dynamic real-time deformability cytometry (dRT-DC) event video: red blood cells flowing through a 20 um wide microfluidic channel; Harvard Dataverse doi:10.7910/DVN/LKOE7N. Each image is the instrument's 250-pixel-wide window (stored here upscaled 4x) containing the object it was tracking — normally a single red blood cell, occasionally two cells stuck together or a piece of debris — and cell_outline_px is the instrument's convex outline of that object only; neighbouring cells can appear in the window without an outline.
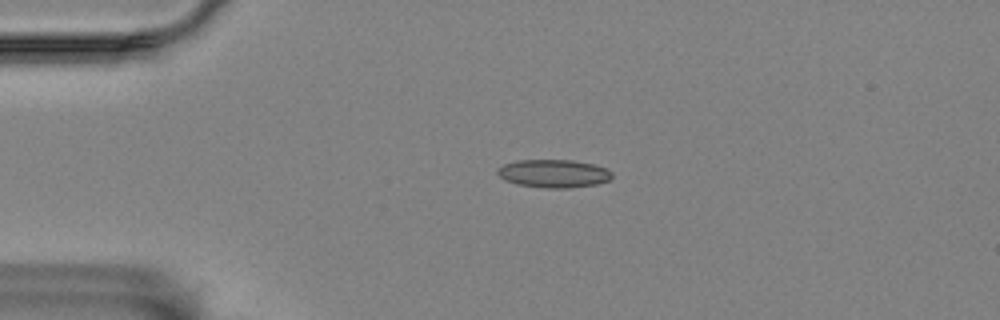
{"species": "Egyptian fruit bat (a non-hibernating species)", "species_latin": "Rousettus aegyptiacus", "temperature_condition": "room temperature", "stored_images_in_passage": 3, "camera_frame_rate_fps": 3000, "um_per_image_px": 0.085, "animal": {"sex": "female"}, "frame": {"image": 1, "passage_image": 1, "time_ms": 0.0, "image_size_px": [1000, 320], "cell_outline_px": [[612, 176], [608, 180], [596, 184], [568, 188], [544, 188], [516, 184], [504, 180], [496, 172], [496, 168], [504, 164], [516, 160], [572, 160], [592, 164], [604, 168], [612, 172]], "centroid_in_image_um": [47.0, 14.75], "position_along_channel_um": 38.0, "area_um2": 18.73}}